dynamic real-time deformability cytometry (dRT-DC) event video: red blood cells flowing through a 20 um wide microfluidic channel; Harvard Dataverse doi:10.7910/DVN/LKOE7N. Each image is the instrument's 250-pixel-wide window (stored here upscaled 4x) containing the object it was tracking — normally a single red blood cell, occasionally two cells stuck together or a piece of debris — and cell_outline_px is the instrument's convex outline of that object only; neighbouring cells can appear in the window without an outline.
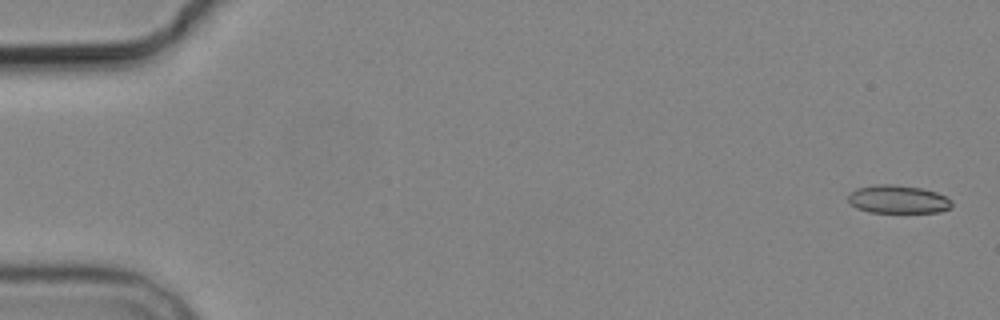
{"species": "common noctule bat (a hibernating species)", "species_latin": "Nyctalus noctula", "temperature_condition": "cold", "stored_images_in_passage": 4, "camera_frame_rate_fps": 3000, "um_per_image_px": 0.085, "animal": {"sex": "male", "body_mass_g": 19.2, "forearm_length_mm": 51.8}, "frame": {"image": 1, "passage_image": 1, "time_ms": 0.0, "image_size_px": [1000, 320], "cell_outline_px": [[952, 208], [940, 212], [868, 212], [856, 208], [848, 200], [848, 196], [856, 188], [876, 184], [892, 184], [920, 188], [936, 192], [952, 200]], "centroid_in_image_um": [76.34, 16.94], "position_along_channel_um": 8.7, "area_um2": 16.99}}
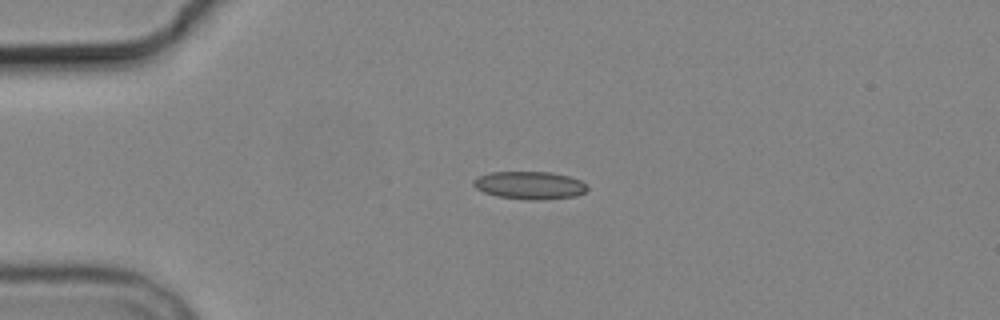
{"frame": {"image": 2, "passage_image": 4, "time_ms": 4.0, "image_size_px": [1000, 320], "cell_outline_px": [[588, 188], [584, 192], [576, 196], [544, 200], [528, 200], [496, 196], [484, 192], [476, 188], [472, 184], [472, 180], [476, 176], [488, 172], [552, 172], [568, 176], [580, 180], [588, 184]], "centroid_in_image_um": [45.0, 15.75], "position_along_channel_um": 40.0, "area_um2": 18.73}}